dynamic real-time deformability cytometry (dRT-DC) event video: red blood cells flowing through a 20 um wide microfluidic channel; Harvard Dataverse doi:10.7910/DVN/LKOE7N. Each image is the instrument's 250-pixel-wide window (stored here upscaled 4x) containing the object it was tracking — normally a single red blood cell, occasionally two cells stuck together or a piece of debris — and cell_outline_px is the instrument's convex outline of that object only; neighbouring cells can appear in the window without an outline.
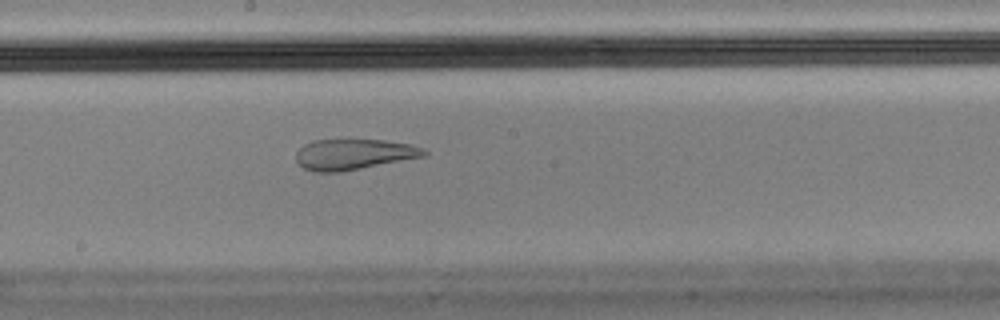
{"species": "Egyptian fruit bat (a non-hibernating species)", "species_latin": "Rousettus aegyptiacus", "temperature_condition": "cold", "stored_images_in_passage": 19, "camera_frame_rate_fps": 3000, "um_per_image_px": 0.085, "animal": {"sex": "male"}, "frame": {"image": 1, "passage_image": 14, "time_ms": 4.333, "image_size_px": [1000, 320], "cell_outline_px": [[428, 152], [424, 156], [340, 172], [312, 172], [304, 168], [296, 160], [296, 152], [304, 144], [312, 140], [348, 136], [384, 140], [408, 144], [424, 148]], "centroid_in_image_um": [30.01, 13.06], "position_along_channel_um": 218.2, "area_um2": 23.7}}